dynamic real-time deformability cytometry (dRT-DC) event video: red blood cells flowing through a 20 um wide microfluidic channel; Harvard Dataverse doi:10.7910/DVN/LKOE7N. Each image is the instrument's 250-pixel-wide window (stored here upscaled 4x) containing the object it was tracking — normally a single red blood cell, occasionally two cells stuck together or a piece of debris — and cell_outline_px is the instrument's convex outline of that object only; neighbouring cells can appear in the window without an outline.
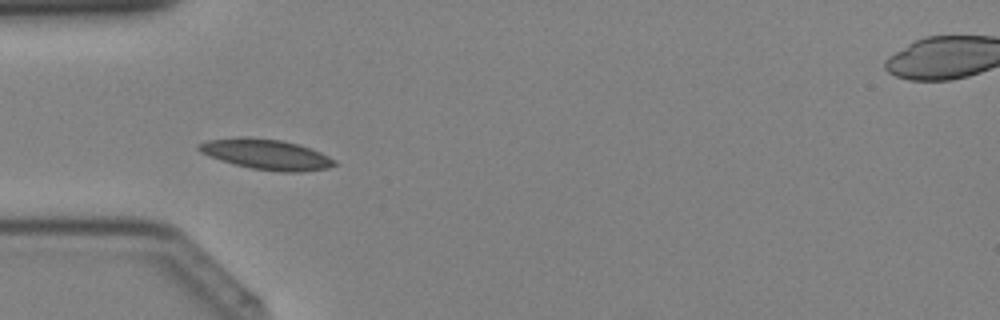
{"species": "Egyptian fruit bat (a non-hibernating species)", "species_latin": "Rousettus aegyptiacus", "temperature_condition": "cold", "stored_images_in_passage": 38, "camera_frame_rate_fps": 3000, "um_per_image_px": 0.085, "animal": {"sex": "female"}, "frame": {"image": 1, "passage_image": 10, "time_ms": 3.0, "image_size_px": [1000, 320], "cell_outline_px": [[336, 164], [328, 168], [300, 172], [284, 172], [252, 168], [220, 160], [200, 152], [196, 148], [196, 144], [208, 140], [240, 136], [248, 136], [280, 140], [300, 144], [312, 148], [336, 160]], "centroid_in_image_um": [22.63, 13.1], "position_along_channel_um": 62.4, "area_um2": 24.1}}
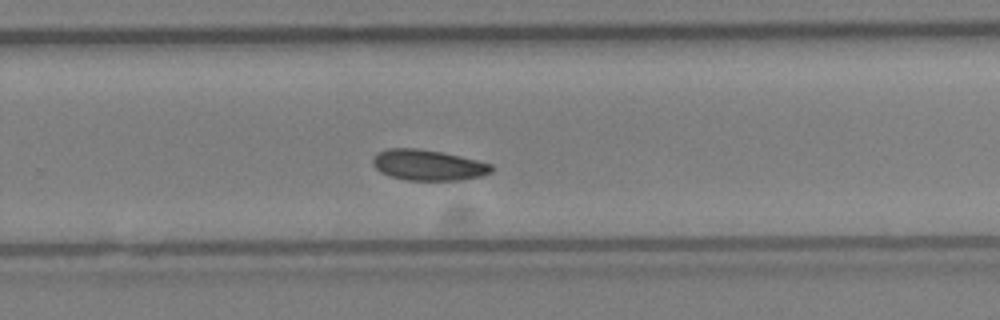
{"frame": {"image": 2, "passage_image": 24, "time_ms": 7.667, "image_size_px": [1000, 320], "cell_outline_px": [[492, 172], [480, 176], [460, 180], [404, 180], [380, 172], [372, 164], [372, 160], [380, 152], [388, 148], [416, 148], [440, 152], [460, 156], [492, 164]], "centroid_in_image_um": [36.39, 14.04], "position_along_channel_um": 293.4, "area_um2": 20.98}}
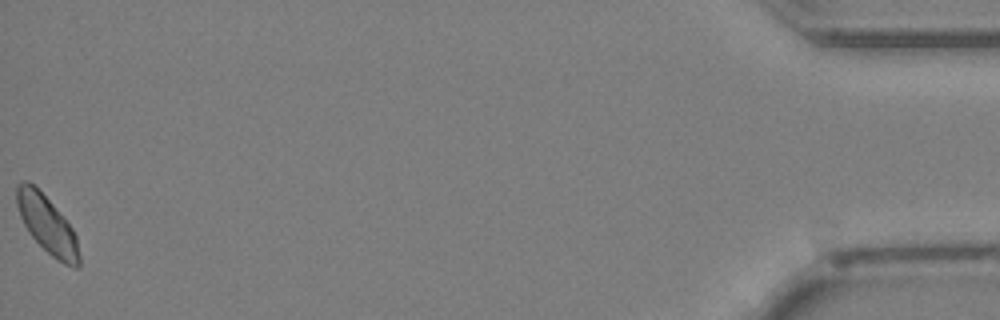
{"frame": {"image": 3, "passage_image": 38, "time_ms": 12.333, "image_size_px": [1000, 320], "cell_outline_px": [[80, 268], [72, 268], [56, 260], [28, 232], [20, 216], [16, 204], [16, 188], [24, 180], [28, 180], [52, 204], [72, 228], [76, 236], [80, 256]], "centroid_in_image_um": [4.02, 19.14], "position_along_channel_um": 431.2, "area_um2": 20.63}}